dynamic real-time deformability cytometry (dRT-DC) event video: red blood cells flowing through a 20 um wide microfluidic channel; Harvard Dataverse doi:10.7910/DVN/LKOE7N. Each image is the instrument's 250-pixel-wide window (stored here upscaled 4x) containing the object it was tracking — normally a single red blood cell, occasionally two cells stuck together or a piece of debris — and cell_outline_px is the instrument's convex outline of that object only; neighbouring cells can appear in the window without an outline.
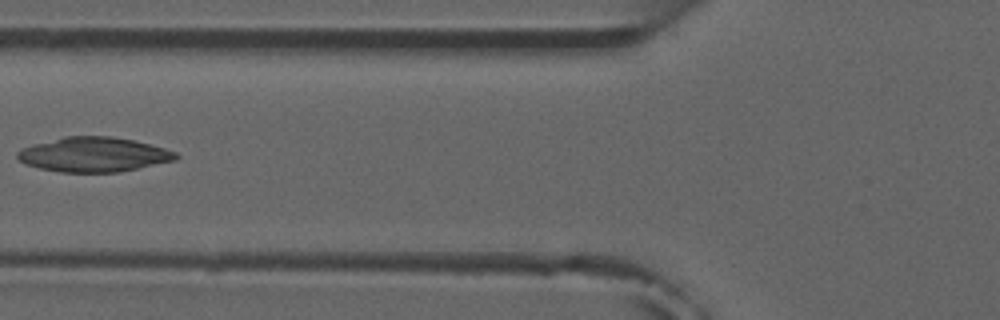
{"species": "common noctule bat (a hibernating species)", "species_latin": "Nyctalus noctula", "temperature_condition": "room temperature", "stored_images_in_passage": 5, "camera_frame_rate_fps": 3000, "um_per_image_px": 0.085, "animal": {"sex": "male", "forearm_length_mm": 52.5}, "frame": {"image": 1, "passage_image": 3, "time_ms": 2.333, "image_size_px": [1000, 320], "cell_outline_px": [[180, 156], [176, 160], [116, 172], [60, 172], [40, 168], [24, 164], [16, 156], [16, 152], [20, 148], [64, 136], [112, 136], [132, 140], [164, 148], [176, 152]], "centroid_in_image_um": [7.93, 13.13], "position_along_channel_um": 117.9, "area_um2": 31.79}}
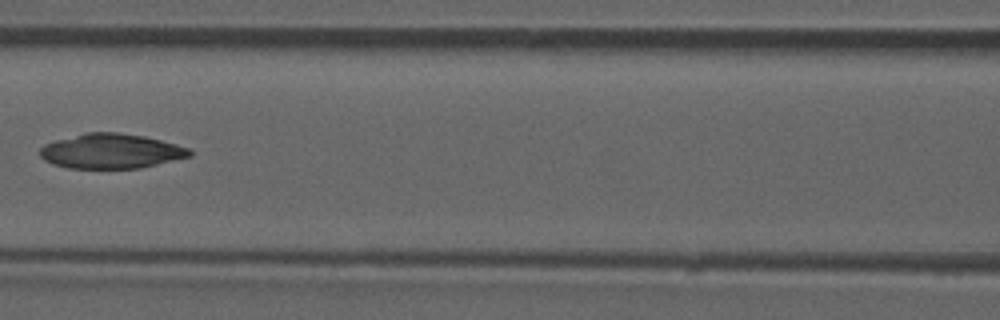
{"frame": {"image": 2, "passage_image": 4, "time_ms": 3.333, "image_size_px": [1000, 320], "cell_outline_px": [[192, 156], [140, 168], [68, 168], [52, 164], [44, 160], [40, 156], [40, 148], [44, 144], [56, 140], [84, 132], [120, 132], [144, 136], [176, 144], [188, 148], [192, 152]], "centroid_in_image_um": [9.42, 12.84], "position_along_channel_um": 157.2, "area_um2": 30.4}}